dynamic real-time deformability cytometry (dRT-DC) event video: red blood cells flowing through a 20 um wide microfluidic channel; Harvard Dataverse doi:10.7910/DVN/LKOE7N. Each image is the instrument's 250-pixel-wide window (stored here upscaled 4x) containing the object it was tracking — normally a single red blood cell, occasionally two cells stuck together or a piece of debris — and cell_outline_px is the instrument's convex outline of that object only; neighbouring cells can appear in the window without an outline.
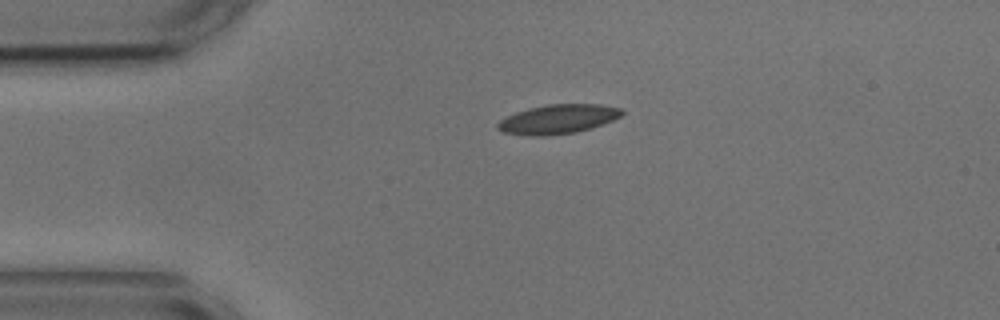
{"species": "common noctule bat (a hibernating species)", "species_latin": "Nyctalus noctula", "temperature_condition": "cold", "stored_images_in_passage": 36, "camera_frame_rate_fps": 3000, "um_per_image_px": 0.085, "animal": {"sex": "male", "body_mass_g": 17.9, "forearm_length_mm": 54.2}, "frame": {"image": 1, "passage_image": 1, "time_ms": 0.0, "image_size_px": [1000, 320], "cell_outline_px": [[624, 112], [620, 116], [612, 120], [592, 128], [576, 132], [544, 136], [532, 136], [504, 132], [496, 128], [496, 124], [500, 120], [516, 112], [528, 108], [548, 104], [600, 104], [620, 108]], "centroid_in_image_um": [47.42, 10.12], "position_along_channel_um": 37.6, "area_um2": 21.1}}
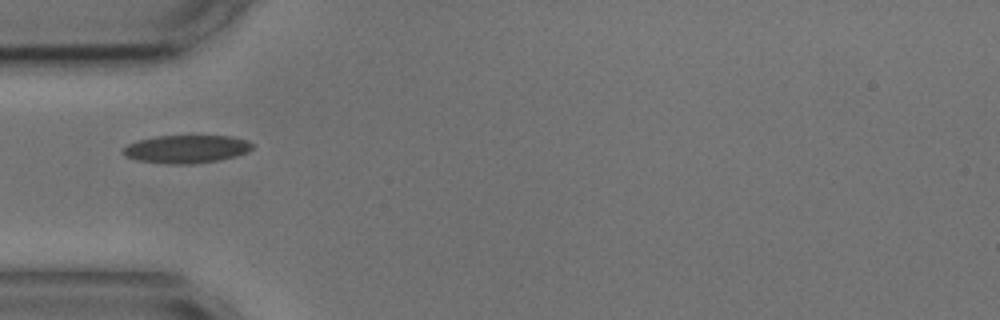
{"frame": {"image": 2, "passage_image": 6, "time_ms": 1.667, "image_size_px": [1000, 320], "cell_outline_px": [[252, 148], [248, 152], [236, 156], [216, 160], [192, 164], [172, 164], [136, 160], [124, 156], [120, 152], [120, 148], [136, 140], [156, 136], [232, 136], [248, 140], [252, 144]], "centroid_in_image_um": [15.78, 12.66], "position_along_channel_um": 69.2, "area_um2": 21.27}, "authors_computed_cell_mechanics": {"area_um2": 20.7502, "velocity_mm_per_s": 3.5911, "shape_relaxation_time_tau1_ms": 3.2646, "shape_relaxation_time_tau2_ms": 3.0448, "deformation_change_tau1": 0.0954, "deformation_change_tau2": 0.0701}}